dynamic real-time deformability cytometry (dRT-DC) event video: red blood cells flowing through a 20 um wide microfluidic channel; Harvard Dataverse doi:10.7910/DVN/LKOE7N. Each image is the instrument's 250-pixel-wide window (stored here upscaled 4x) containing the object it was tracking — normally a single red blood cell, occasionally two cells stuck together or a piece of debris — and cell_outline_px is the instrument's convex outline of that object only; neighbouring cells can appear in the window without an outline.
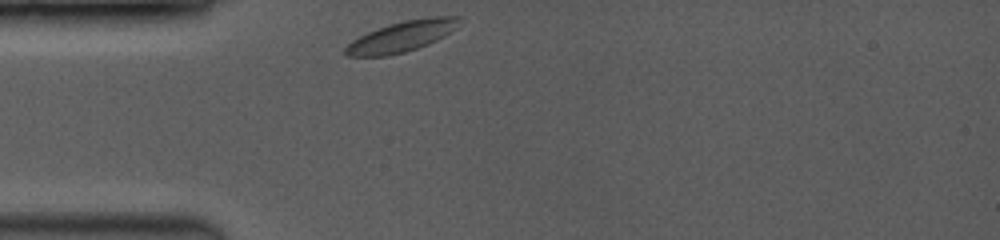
{"species": "common noctule bat (a hibernating species)", "species_latin": "Nyctalus noctula", "temperature_condition": "room temperature", "stored_images_in_passage": 35, "camera_frame_rate_fps": 3500, "um_per_image_px": 0.085, "animal": {"sex": "female", "body_mass_g": 19.0, "forearm_length_mm": 53.3}, "frame": {"image": 1, "passage_image": 1, "time_ms": 0.0, "image_size_px": [1000, 240], "cell_outline_px": [[460, 16], [456, 28], [444, 36], [428, 44], [404, 52], [384, 56], [344, 56], [344, 48], [352, 40], [368, 32], [388, 24], [404, 20], [432, 16]], "centroid_in_image_um": [34.12, 3.09], "position_along_channel_um": 50.9, "area_um2": 20.17}}
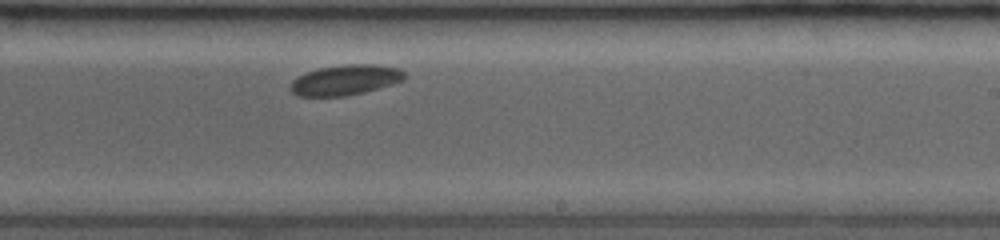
{"frame": {"image": 2, "passage_image": 21, "time_ms": 5.714, "image_size_px": [1000, 240], "cell_outline_px": [[408, 76], [404, 80], [392, 84], [364, 92], [344, 96], [296, 96], [288, 88], [292, 80], [304, 72], [320, 68], [348, 64], [376, 64], [400, 68]], "centroid_in_image_um": [29.35, 6.79], "position_along_channel_um": 259.6, "area_um2": 20.35}}
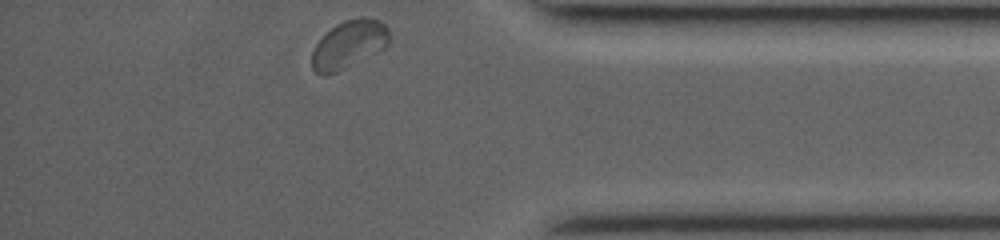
{"frame": {"image": 3, "passage_image": 35, "time_ms": 9.714, "image_size_px": [1000, 240], "cell_outline_px": [[388, 44], [384, 48], [336, 72], [324, 76], [316, 72], [312, 68], [312, 52], [316, 44], [336, 24], [344, 20], [360, 16], [372, 16], [380, 20], [388, 28]], "centroid_in_image_um": [29.66, 3.74], "position_along_channel_um": 405.5, "area_um2": 21.39}}